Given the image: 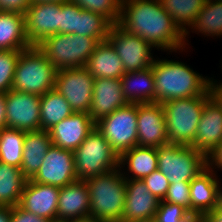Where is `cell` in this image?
Segmentation results:
<instances>
[{
  "instance_id": "cell-1",
  "label": "cell",
  "mask_w": 222,
  "mask_h": 222,
  "mask_svg": "<svg viewBox=\"0 0 222 222\" xmlns=\"http://www.w3.org/2000/svg\"><path fill=\"white\" fill-rule=\"evenodd\" d=\"M132 35L140 36L157 51L185 54L184 33L165 12L159 0H122L117 24Z\"/></svg>"
},
{
  "instance_id": "cell-2",
  "label": "cell",
  "mask_w": 222,
  "mask_h": 222,
  "mask_svg": "<svg viewBox=\"0 0 222 222\" xmlns=\"http://www.w3.org/2000/svg\"><path fill=\"white\" fill-rule=\"evenodd\" d=\"M187 61L154 58L155 103L203 95L210 88L211 76L193 69Z\"/></svg>"
},
{
  "instance_id": "cell-3",
  "label": "cell",
  "mask_w": 222,
  "mask_h": 222,
  "mask_svg": "<svg viewBox=\"0 0 222 222\" xmlns=\"http://www.w3.org/2000/svg\"><path fill=\"white\" fill-rule=\"evenodd\" d=\"M90 203V216L101 222H121L126 197V179L120 169L84 180Z\"/></svg>"
},
{
  "instance_id": "cell-4",
  "label": "cell",
  "mask_w": 222,
  "mask_h": 222,
  "mask_svg": "<svg viewBox=\"0 0 222 222\" xmlns=\"http://www.w3.org/2000/svg\"><path fill=\"white\" fill-rule=\"evenodd\" d=\"M57 71L38 46H31L19 55L11 89L44 95L54 89Z\"/></svg>"
},
{
  "instance_id": "cell-5",
  "label": "cell",
  "mask_w": 222,
  "mask_h": 222,
  "mask_svg": "<svg viewBox=\"0 0 222 222\" xmlns=\"http://www.w3.org/2000/svg\"><path fill=\"white\" fill-rule=\"evenodd\" d=\"M211 96L209 88L203 95L162 103L168 143L186 146L193 143L203 106Z\"/></svg>"
},
{
  "instance_id": "cell-6",
  "label": "cell",
  "mask_w": 222,
  "mask_h": 222,
  "mask_svg": "<svg viewBox=\"0 0 222 222\" xmlns=\"http://www.w3.org/2000/svg\"><path fill=\"white\" fill-rule=\"evenodd\" d=\"M100 42L90 36L55 34L47 37L38 47L57 70L83 68Z\"/></svg>"
},
{
  "instance_id": "cell-7",
  "label": "cell",
  "mask_w": 222,
  "mask_h": 222,
  "mask_svg": "<svg viewBox=\"0 0 222 222\" xmlns=\"http://www.w3.org/2000/svg\"><path fill=\"white\" fill-rule=\"evenodd\" d=\"M79 180H86L119 168V156L95 127L73 151Z\"/></svg>"
},
{
  "instance_id": "cell-8",
  "label": "cell",
  "mask_w": 222,
  "mask_h": 222,
  "mask_svg": "<svg viewBox=\"0 0 222 222\" xmlns=\"http://www.w3.org/2000/svg\"><path fill=\"white\" fill-rule=\"evenodd\" d=\"M156 151L158 170L170 183L191 182L206 168V157L191 146L168 143Z\"/></svg>"
},
{
  "instance_id": "cell-9",
  "label": "cell",
  "mask_w": 222,
  "mask_h": 222,
  "mask_svg": "<svg viewBox=\"0 0 222 222\" xmlns=\"http://www.w3.org/2000/svg\"><path fill=\"white\" fill-rule=\"evenodd\" d=\"M95 127L120 156L123 152L138 146L137 104L129 103L116 109L97 121Z\"/></svg>"
},
{
  "instance_id": "cell-10",
  "label": "cell",
  "mask_w": 222,
  "mask_h": 222,
  "mask_svg": "<svg viewBox=\"0 0 222 222\" xmlns=\"http://www.w3.org/2000/svg\"><path fill=\"white\" fill-rule=\"evenodd\" d=\"M107 41L121 58L125 72L144 70L152 66L154 61L153 48L140 36L132 35L117 24L109 28Z\"/></svg>"
},
{
  "instance_id": "cell-11",
  "label": "cell",
  "mask_w": 222,
  "mask_h": 222,
  "mask_svg": "<svg viewBox=\"0 0 222 222\" xmlns=\"http://www.w3.org/2000/svg\"><path fill=\"white\" fill-rule=\"evenodd\" d=\"M94 80L85 67L62 69L57 71L54 89L68 101L74 112L89 113Z\"/></svg>"
},
{
  "instance_id": "cell-12",
  "label": "cell",
  "mask_w": 222,
  "mask_h": 222,
  "mask_svg": "<svg viewBox=\"0 0 222 222\" xmlns=\"http://www.w3.org/2000/svg\"><path fill=\"white\" fill-rule=\"evenodd\" d=\"M31 180L57 187H63L78 180L73 151L52 144Z\"/></svg>"
},
{
  "instance_id": "cell-13",
  "label": "cell",
  "mask_w": 222,
  "mask_h": 222,
  "mask_svg": "<svg viewBox=\"0 0 222 222\" xmlns=\"http://www.w3.org/2000/svg\"><path fill=\"white\" fill-rule=\"evenodd\" d=\"M41 96L9 90L6 93L7 127L24 132L40 130Z\"/></svg>"
},
{
  "instance_id": "cell-14",
  "label": "cell",
  "mask_w": 222,
  "mask_h": 222,
  "mask_svg": "<svg viewBox=\"0 0 222 222\" xmlns=\"http://www.w3.org/2000/svg\"><path fill=\"white\" fill-rule=\"evenodd\" d=\"M62 3H31L26 10L25 33L32 46H38L47 37L60 34Z\"/></svg>"
},
{
  "instance_id": "cell-15",
  "label": "cell",
  "mask_w": 222,
  "mask_h": 222,
  "mask_svg": "<svg viewBox=\"0 0 222 222\" xmlns=\"http://www.w3.org/2000/svg\"><path fill=\"white\" fill-rule=\"evenodd\" d=\"M138 146L157 148L168 144L163 105L160 103L137 104Z\"/></svg>"
},
{
  "instance_id": "cell-16",
  "label": "cell",
  "mask_w": 222,
  "mask_h": 222,
  "mask_svg": "<svg viewBox=\"0 0 222 222\" xmlns=\"http://www.w3.org/2000/svg\"><path fill=\"white\" fill-rule=\"evenodd\" d=\"M222 141V105L212 95L205 105L190 145L205 157Z\"/></svg>"
},
{
  "instance_id": "cell-17",
  "label": "cell",
  "mask_w": 222,
  "mask_h": 222,
  "mask_svg": "<svg viewBox=\"0 0 222 222\" xmlns=\"http://www.w3.org/2000/svg\"><path fill=\"white\" fill-rule=\"evenodd\" d=\"M59 192L60 187L28 179L18 206L48 220L56 219Z\"/></svg>"
},
{
  "instance_id": "cell-18",
  "label": "cell",
  "mask_w": 222,
  "mask_h": 222,
  "mask_svg": "<svg viewBox=\"0 0 222 222\" xmlns=\"http://www.w3.org/2000/svg\"><path fill=\"white\" fill-rule=\"evenodd\" d=\"M94 128L95 122L89 113L74 112L53 126L48 132L53 145L74 151Z\"/></svg>"
},
{
  "instance_id": "cell-19",
  "label": "cell",
  "mask_w": 222,
  "mask_h": 222,
  "mask_svg": "<svg viewBox=\"0 0 222 222\" xmlns=\"http://www.w3.org/2000/svg\"><path fill=\"white\" fill-rule=\"evenodd\" d=\"M222 199V180L207 167L190 182V213L204 214Z\"/></svg>"
},
{
  "instance_id": "cell-20",
  "label": "cell",
  "mask_w": 222,
  "mask_h": 222,
  "mask_svg": "<svg viewBox=\"0 0 222 222\" xmlns=\"http://www.w3.org/2000/svg\"><path fill=\"white\" fill-rule=\"evenodd\" d=\"M128 104L123 94L121 79L95 78L89 110L90 117L95 123Z\"/></svg>"
},
{
  "instance_id": "cell-21",
  "label": "cell",
  "mask_w": 222,
  "mask_h": 222,
  "mask_svg": "<svg viewBox=\"0 0 222 222\" xmlns=\"http://www.w3.org/2000/svg\"><path fill=\"white\" fill-rule=\"evenodd\" d=\"M159 201L139 179L126 180V197L121 222L156 216Z\"/></svg>"
},
{
  "instance_id": "cell-22",
  "label": "cell",
  "mask_w": 222,
  "mask_h": 222,
  "mask_svg": "<svg viewBox=\"0 0 222 222\" xmlns=\"http://www.w3.org/2000/svg\"><path fill=\"white\" fill-rule=\"evenodd\" d=\"M90 216L89 192L84 180L60 187L56 219H76Z\"/></svg>"
},
{
  "instance_id": "cell-23",
  "label": "cell",
  "mask_w": 222,
  "mask_h": 222,
  "mask_svg": "<svg viewBox=\"0 0 222 222\" xmlns=\"http://www.w3.org/2000/svg\"><path fill=\"white\" fill-rule=\"evenodd\" d=\"M119 169L126 180H142L158 169L156 148L134 146L123 152L119 156Z\"/></svg>"
},
{
  "instance_id": "cell-24",
  "label": "cell",
  "mask_w": 222,
  "mask_h": 222,
  "mask_svg": "<svg viewBox=\"0 0 222 222\" xmlns=\"http://www.w3.org/2000/svg\"><path fill=\"white\" fill-rule=\"evenodd\" d=\"M124 97L130 104L155 103V80L152 66L125 72L121 77Z\"/></svg>"
},
{
  "instance_id": "cell-25",
  "label": "cell",
  "mask_w": 222,
  "mask_h": 222,
  "mask_svg": "<svg viewBox=\"0 0 222 222\" xmlns=\"http://www.w3.org/2000/svg\"><path fill=\"white\" fill-rule=\"evenodd\" d=\"M84 67L93 78L121 79L125 74L121 58L107 40L96 46Z\"/></svg>"
},
{
  "instance_id": "cell-26",
  "label": "cell",
  "mask_w": 222,
  "mask_h": 222,
  "mask_svg": "<svg viewBox=\"0 0 222 222\" xmlns=\"http://www.w3.org/2000/svg\"><path fill=\"white\" fill-rule=\"evenodd\" d=\"M52 144L50 134L46 130L25 132L20 169L27 179L37 173Z\"/></svg>"
},
{
  "instance_id": "cell-27",
  "label": "cell",
  "mask_w": 222,
  "mask_h": 222,
  "mask_svg": "<svg viewBox=\"0 0 222 222\" xmlns=\"http://www.w3.org/2000/svg\"><path fill=\"white\" fill-rule=\"evenodd\" d=\"M191 33L212 39L222 38V0H206L194 23L184 33L186 48L190 50ZM190 36V37H189Z\"/></svg>"
},
{
  "instance_id": "cell-28",
  "label": "cell",
  "mask_w": 222,
  "mask_h": 222,
  "mask_svg": "<svg viewBox=\"0 0 222 222\" xmlns=\"http://www.w3.org/2000/svg\"><path fill=\"white\" fill-rule=\"evenodd\" d=\"M31 46L25 33V16L0 11V50L23 51Z\"/></svg>"
},
{
  "instance_id": "cell-29",
  "label": "cell",
  "mask_w": 222,
  "mask_h": 222,
  "mask_svg": "<svg viewBox=\"0 0 222 222\" xmlns=\"http://www.w3.org/2000/svg\"><path fill=\"white\" fill-rule=\"evenodd\" d=\"M73 113L68 101L57 90L46 92L40 98V130L49 131Z\"/></svg>"
},
{
  "instance_id": "cell-30",
  "label": "cell",
  "mask_w": 222,
  "mask_h": 222,
  "mask_svg": "<svg viewBox=\"0 0 222 222\" xmlns=\"http://www.w3.org/2000/svg\"><path fill=\"white\" fill-rule=\"evenodd\" d=\"M27 180L20 168L0 162V206H17Z\"/></svg>"
},
{
  "instance_id": "cell-31",
  "label": "cell",
  "mask_w": 222,
  "mask_h": 222,
  "mask_svg": "<svg viewBox=\"0 0 222 222\" xmlns=\"http://www.w3.org/2000/svg\"><path fill=\"white\" fill-rule=\"evenodd\" d=\"M163 9L185 33L194 23L206 0H159Z\"/></svg>"
},
{
  "instance_id": "cell-32",
  "label": "cell",
  "mask_w": 222,
  "mask_h": 222,
  "mask_svg": "<svg viewBox=\"0 0 222 222\" xmlns=\"http://www.w3.org/2000/svg\"><path fill=\"white\" fill-rule=\"evenodd\" d=\"M25 132L14 128L0 129V162L21 167Z\"/></svg>"
},
{
  "instance_id": "cell-33",
  "label": "cell",
  "mask_w": 222,
  "mask_h": 222,
  "mask_svg": "<svg viewBox=\"0 0 222 222\" xmlns=\"http://www.w3.org/2000/svg\"><path fill=\"white\" fill-rule=\"evenodd\" d=\"M111 25L101 14L83 9L78 15L77 34L103 42L107 40Z\"/></svg>"
},
{
  "instance_id": "cell-34",
  "label": "cell",
  "mask_w": 222,
  "mask_h": 222,
  "mask_svg": "<svg viewBox=\"0 0 222 222\" xmlns=\"http://www.w3.org/2000/svg\"><path fill=\"white\" fill-rule=\"evenodd\" d=\"M84 10L101 14L112 25L118 24L122 0H69Z\"/></svg>"
},
{
  "instance_id": "cell-35",
  "label": "cell",
  "mask_w": 222,
  "mask_h": 222,
  "mask_svg": "<svg viewBox=\"0 0 222 222\" xmlns=\"http://www.w3.org/2000/svg\"><path fill=\"white\" fill-rule=\"evenodd\" d=\"M22 51L0 50V93L11 90L15 67Z\"/></svg>"
},
{
  "instance_id": "cell-36",
  "label": "cell",
  "mask_w": 222,
  "mask_h": 222,
  "mask_svg": "<svg viewBox=\"0 0 222 222\" xmlns=\"http://www.w3.org/2000/svg\"><path fill=\"white\" fill-rule=\"evenodd\" d=\"M83 9L70 1L62 3L60 34H77L78 15Z\"/></svg>"
},
{
  "instance_id": "cell-37",
  "label": "cell",
  "mask_w": 222,
  "mask_h": 222,
  "mask_svg": "<svg viewBox=\"0 0 222 222\" xmlns=\"http://www.w3.org/2000/svg\"><path fill=\"white\" fill-rule=\"evenodd\" d=\"M163 201L180 205L190 213V182L170 183Z\"/></svg>"
},
{
  "instance_id": "cell-38",
  "label": "cell",
  "mask_w": 222,
  "mask_h": 222,
  "mask_svg": "<svg viewBox=\"0 0 222 222\" xmlns=\"http://www.w3.org/2000/svg\"><path fill=\"white\" fill-rule=\"evenodd\" d=\"M188 214L182 206L160 200L155 218L157 222H178Z\"/></svg>"
},
{
  "instance_id": "cell-39",
  "label": "cell",
  "mask_w": 222,
  "mask_h": 222,
  "mask_svg": "<svg viewBox=\"0 0 222 222\" xmlns=\"http://www.w3.org/2000/svg\"><path fill=\"white\" fill-rule=\"evenodd\" d=\"M142 181L146 184L149 192H151L158 200H163L170 182L158 169L150 175L144 177Z\"/></svg>"
},
{
  "instance_id": "cell-40",
  "label": "cell",
  "mask_w": 222,
  "mask_h": 222,
  "mask_svg": "<svg viewBox=\"0 0 222 222\" xmlns=\"http://www.w3.org/2000/svg\"><path fill=\"white\" fill-rule=\"evenodd\" d=\"M30 4L31 0H0V11L24 15Z\"/></svg>"
},
{
  "instance_id": "cell-41",
  "label": "cell",
  "mask_w": 222,
  "mask_h": 222,
  "mask_svg": "<svg viewBox=\"0 0 222 222\" xmlns=\"http://www.w3.org/2000/svg\"><path fill=\"white\" fill-rule=\"evenodd\" d=\"M49 221L50 220L46 218L37 216L35 214H32L31 212H28L20 208L18 205L12 207L10 222H49Z\"/></svg>"
},
{
  "instance_id": "cell-42",
  "label": "cell",
  "mask_w": 222,
  "mask_h": 222,
  "mask_svg": "<svg viewBox=\"0 0 222 222\" xmlns=\"http://www.w3.org/2000/svg\"><path fill=\"white\" fill-rule=\"evenodd\" d=\"M206 167L217 176L218 171H222V141L206 156Z\"/></svg>"
},
{
  "instance_id": "cell-43",
  "label": "cell",
  "mask_w": 222,
  "mask_h": 222,
  "mask_svg": "<svg viewBox=\"0 0 222 222\" xmlns=\"http://www.w3.org/2000/svg\"><path fill=\"white\" fill-rule=\"evenodd\" d=\"M203 222H222V199L213 210L203 214Z\"/></svg>"
},
{
  "instance_id": "cell-44",
  "label": "cell",
  "mask_w": 222,
  "mask_h": 222,
  "mask_svg": "<svg viewBox=\"0 0 222 222\" xmlns=\"http://www.w3.org/2000/svg\"><path fill=\"white\" fill-rule=\"evenodd\" d=\"M214 76L211 77L210 89L212 95L217 99V101L222 105V79H214Z\"/></svg>"
},
{
  "instance_id": "cell-45",
  "label": "cell",
  "mask_w": 222,
  "mask_h": 222,
  "mask_svg": "<svg viewBox=\"0 0 222 222\" xmlns=\"http://www.w3.org/2000/svg\"><path fill=\"white\" fill-rule=\"evenodd\" d=\"M7 127L6 93H0V129Z\"/></svg>"
},
{
  "instance_id": "cell-46",
  "label": "cell",
  "mask_w": 222,
  "mask_h": 222,
  "mask_svg": "<svg viewBox=\"0 0 222 222\" xmlns=\"http://www.w3.org/2000/svg\"><path fill=\"white\" fill-rule=\"evenodd\" d=\"M12 207L0 206V222H10Z\"/></svg>"
},
{
  "instance_id": "cell-47",
  "label": "cell",
  "mask_w": 222,
  "mask_h": 222,
  "mask_svg": "<svg viewBox=\"0 0 222 222\" xmlns=\"http://www.w3.org/2000/svg\"><path fill=\"white\" fill-rule=\"evenodd\" d=\"M178 222H203V214L189 213L185 218Z\"/></svg>"
},
{
  "instance_id": "cell-48",
  "label": "cell",
  "mask_w": 222,
  "mask_h": 222,
  "mask_svg": "<svg viewBox=\"0 0 222 222\" xmlns=\"http://www.w3.org/2000/svg\"><path fill=\"white\" fill-rule=\"evenodd\" d=\"M68 222H101V221L96 220L92 216H86L82 218L69 219Z\"/></svg>"
},
{
  "instance_id": "cell-49",
  "label": "cell",
  "mask_w": 222,
  "mask_h": 222,
  "mask_svg": "<svg viewBox=\"0 0 222 222\" xmlns=\"http://www.w3.org/2000/svg\"><path fill=\"white\" fill-rule=\"evenodd\" d=\"M69 0H31V3H65Z\"/></svg>"
},
{
  "instance_id": "cell-50",
  "label": "cell",
  "mask_w": 222,
  "mask_h": 222,
  "mask_svg": "<svg viewBox=\"0 0 222 222\" xmlns=\"http://www.w3.org/2000/svg\"><path fill=\"white\" fill-rule=\"evenodd\" d=\"M130 222H157L155 217L151 218H145V219H140V220H134Z\"/></svg>"
},
{
  "instance_id": "cell-51",
  "label": "cell",
  "mask_w": 222,
  "mask_h": 222,
  "mask_svg": "<svg viewBox=\"0 0 222 222\" xmlns=\"http://www.w3.org/2000/svg\"><path fill=\"white\" fill-rule=\"evenodd\" d=\"M49 222H68V220H63V219H52Z\"/></svg>"
}]
</instances>
